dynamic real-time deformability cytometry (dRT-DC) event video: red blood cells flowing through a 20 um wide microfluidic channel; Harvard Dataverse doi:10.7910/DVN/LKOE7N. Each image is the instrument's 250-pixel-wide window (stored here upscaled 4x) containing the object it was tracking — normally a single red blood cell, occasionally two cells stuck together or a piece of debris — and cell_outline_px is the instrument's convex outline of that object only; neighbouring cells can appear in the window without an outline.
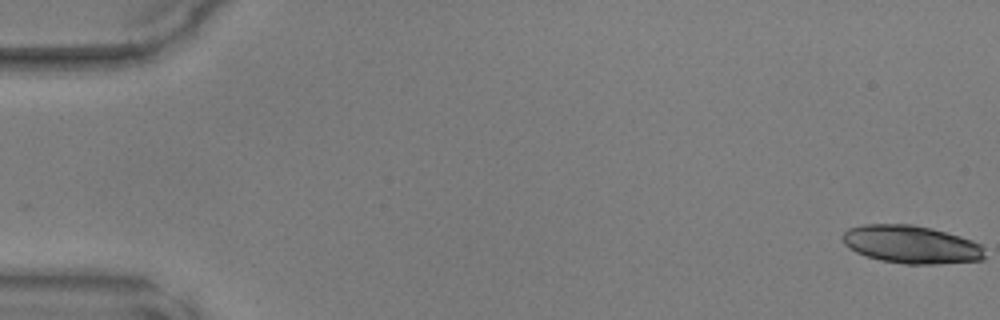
{"species": "common noctule bat (a hibernating species)", "species_latin": "Nyctalus noctula", "temperature_condition": "warm", "stored_images_in_passage": 19, "camera_frame_rate_fps": 3000, "um_per_image_px": 0.085, "animal": {"sex": "male", "body_mass_g": 17.9, "forearm_length_mm": 54.2}, "frame": {"image": 1, "passage_image": 1, "time_ms": 0.0, "image_size_px": [1000, 320], "cell_outline_px": [[984, 260], [936, 264], [904, 264], [880, 260], [856, 252], [848, 248], [844, 244], [840, 236], [848, 228], [864, 224], [912, 224], [932, 228], [960, 236], [972, 240], [980, 244], [984, 248]], "centroid_in_image_um": [77.44, 20.77], "position_along_channel_um": 7.6, "area_um2": 31.67}}